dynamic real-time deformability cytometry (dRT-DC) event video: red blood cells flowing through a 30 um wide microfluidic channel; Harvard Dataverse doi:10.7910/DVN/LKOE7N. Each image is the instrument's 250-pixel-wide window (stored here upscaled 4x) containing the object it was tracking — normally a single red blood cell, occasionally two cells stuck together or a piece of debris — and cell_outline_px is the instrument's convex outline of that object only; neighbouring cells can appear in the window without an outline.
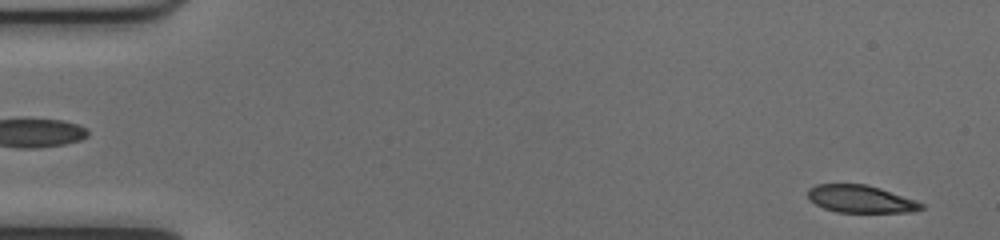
{"species": "common noctule bat (a hibernating species)", "species_latin": "Nyctalus noctula", "temperature_condition": "cold", "stored_images_in_passage": 51, "camera_frame_rate_fps": 3000, "um_per_image_px": 0.085, "animal": {"sex": "female", "body_mass_g": 17.0, "forearm_length_mm": 48.0}, "frame": {"image": 1, "passage_image": 2, "time_ms": 0.333, "image_size_px": [1000, 240], "cell_outline_px": [[924, 208], [912, 212], [836, 212], [824, 208], [808, 200], [808, 188], [816, 184], [864, 184], [880, 188], [916, 200], [924, 204]], "centroid_in_image_um": [73.14, 16.91], "position_along_channel_um": 11.9, "area_um2": 18.21}}
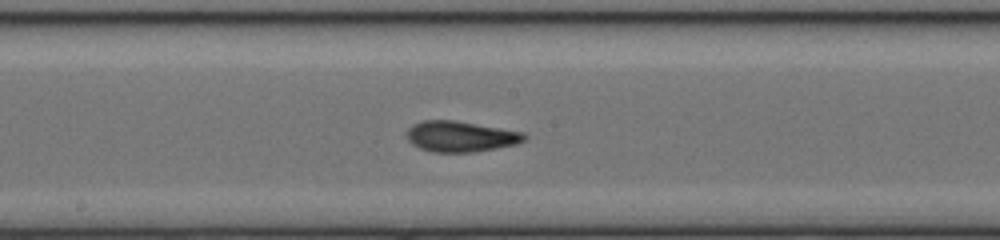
{"frame": {"image": 2, "passage_image": 27, "time_ms": 8.667, "image_size_px": [1000, 240], "cell_outline_px": [[528, 140], [516, 144], [476, 152], [432, 152], [420, 148], [412, 144], [408, 140], [408, 128], [412, 124], [420, 120], [456, 120], [524, 132], [528, 136]], "centroid_in_image_um": [39.18, 11.59], "position_along_channel_um": 209.0, "area_um2": 21.27}}
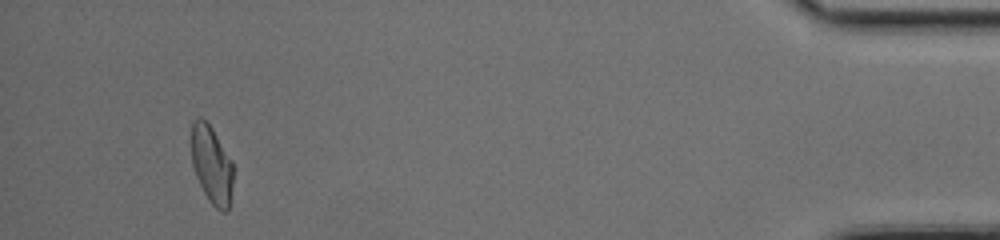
{"frame": {"image": 3, "passage_image": 48, "time_ms": 15.667, "image_size_px": [1000, 240], "cell_outline_px": [[232, 184], [228, 212], [220, 212], [208, 200], [196, 176], [192, 164], [192, 120], [200, 116], [212, 128], [232, 160]], "centroid_in_image_um": [17.99, 14.01], "position_along_channel_um": 417.2, "area_um2": 18.84}, "authors_computed_cell_mechanics": {"area_um2": 19.5364, "velocity_mm_per_s": 4.0076, "shape_relaxation_time_tau1_ms": 4.9868, "shape_relaxation_time_tau2_ms": 1.8656, "deformation_change_tau1": 0.1969, "deformation_change_tau2": 0.0987}}